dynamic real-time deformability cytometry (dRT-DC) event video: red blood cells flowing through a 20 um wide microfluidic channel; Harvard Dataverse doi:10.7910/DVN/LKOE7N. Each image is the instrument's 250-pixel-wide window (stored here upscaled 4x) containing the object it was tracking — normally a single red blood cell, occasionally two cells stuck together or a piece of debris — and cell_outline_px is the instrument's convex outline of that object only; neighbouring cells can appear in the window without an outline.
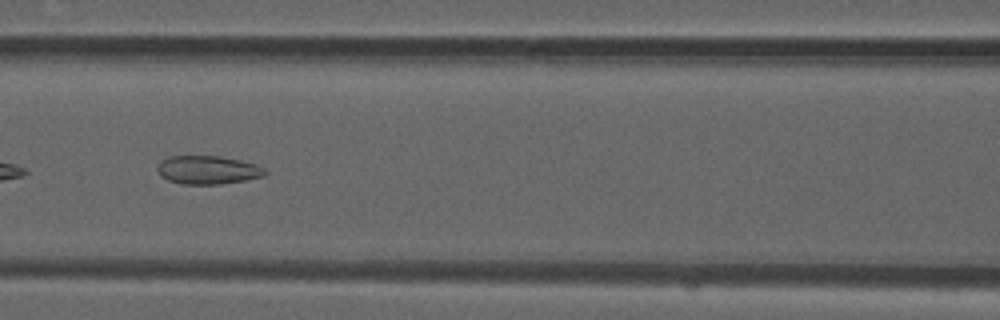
{"species": "common noctule bat (a hibernating species)", "species_latin": "Nyctalus noctula", "temperature_condition": "room temperature", "stored_images_in_passage": 38, "camera_frame_rate_fps": 3000, "um_per_image_px": 0.085, "animal": {"sex": "male", "forearm_length_mm": 52.5}, "frame": {"image": 1, "passage_image": 12, "time_ms": 3.667, "image_size_px": [1000, 320], "cell_outline_px": [[268, 172], [264, 176], [244, 180], [220, 184], [180, 184], [168, 180], [160, 176], [156, 168], [160, 160], [168, 156], [216, 156], [240, 160], [256, 164], [264, 168]], "centroid_in_image_um": [17.63, 14.44], "position_along_channel_um": 149.0, "area_um2": 17.92}, "authors_computed_cell_mechanics": {"area_um2": 17.0799, "velocity_mm_per_s": 3.8633, "shape_relaxation_time_tau1_ms": null, "shape_relaxation_time_tau2_ms": 1.3698, "deformation_change_tau1": null, "deformation_change_tau2": 0.0879}}